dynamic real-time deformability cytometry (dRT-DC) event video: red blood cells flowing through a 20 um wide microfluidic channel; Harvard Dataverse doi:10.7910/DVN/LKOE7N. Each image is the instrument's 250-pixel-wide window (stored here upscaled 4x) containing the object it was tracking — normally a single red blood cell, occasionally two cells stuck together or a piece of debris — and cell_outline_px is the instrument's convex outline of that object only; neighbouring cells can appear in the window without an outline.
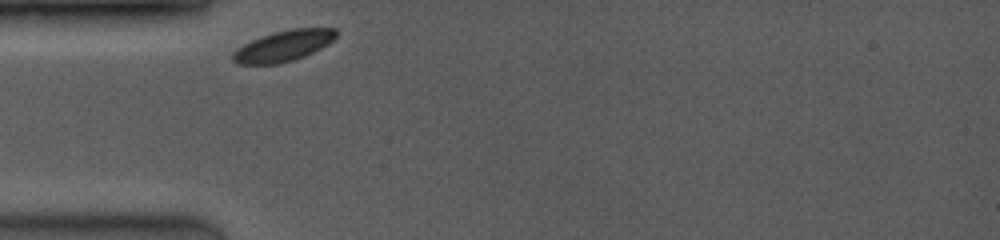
{"species": "common noctule bat (a hibernating species)", "species_latin": "Nyctalus noctula", "temperature_condition": "room temperature", "stored_images_in_passage": 24, "camera_frame_rate_fps": 3500, "um_per_image_px": 0.085, "animal": {"sex": "female", "body_mass_g": 19.0, "forearm_length_mm": 53.3}, "frame": {"image": 1, "passage_image": 1, "time_ms": 0.0, "image_size_px": [1000, 240], "cell_outline_px": [[336, 36], [328, 44], [304, 56], [280, 64], [236, 64], [232, 60], [232, 52], [244, 44], [260, 36], [272, 32], [292, 28], [336, 28]], "centroid_in_image_um": [24.06, 3.9], "position_along_channel_um": 60.9, "area_um2": 18.55}}
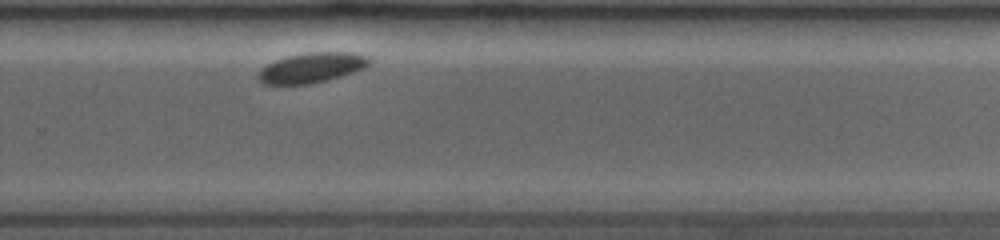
{"frame": {"image": 2, "passage_image": 24, "time_ms": 6.571, "image_size_px": [1000, 240], "cell_outline_px": [[368, 64], [364, 68], [328, 80], [308, 84], [264, 84], [256, 76], [260, 68], [276, 60], [288, 56], [308, 52], [356, 52], [368, 56]], "centroid_in_image_um": [26.47, 5.75], "position_along_channel_um": 303.3, "area_um2": 19.31}}